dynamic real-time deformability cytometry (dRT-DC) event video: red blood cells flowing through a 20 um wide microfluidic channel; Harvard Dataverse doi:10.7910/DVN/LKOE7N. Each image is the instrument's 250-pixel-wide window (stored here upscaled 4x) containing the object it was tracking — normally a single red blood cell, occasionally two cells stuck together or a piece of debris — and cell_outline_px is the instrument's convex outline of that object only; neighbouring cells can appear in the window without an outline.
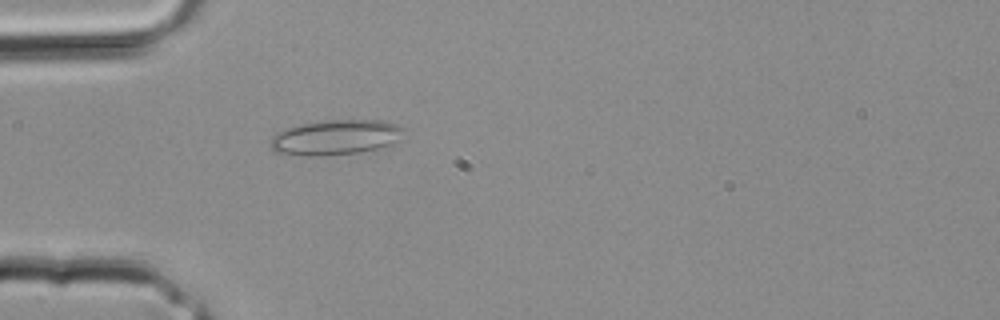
{"species": "common noctule bat (a hibernating species)", "species_latin": "Nyctalus noctula", "temperature_condition": "room temperature", "stored_images_in_passage": 26, "camera_frame_rate_fps": 3000, "um_per_image_px": 0.085, "animal": {"sex": "male", "body_mass_g": 20.4}, "frame": {"image": 1, "passage_image": 2, "time_ms": 0.333, "image_size_px": [1000, 320], "cell_outline_px": [[404, 128], [396, 140], [392, 144], [360, 152], [320, 156], [308, 156], [276, 152], [268, 144], [272, 136], [276, 132], [300, 124], [328, 120], [384, 120], [396, 124]], "centroid_in_image_um": [28.48, 11.67], "position_along_channel_um": 56.5, "area_um2": 27.05}}
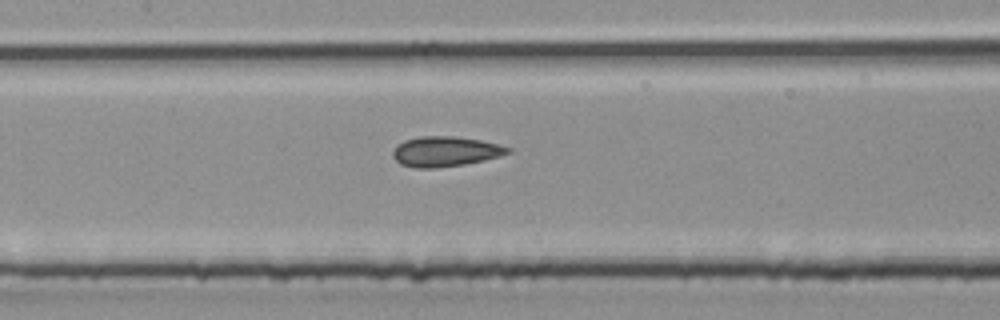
{"frame": {"image": 2, "passage_image": 8, "time_ms": 2.333, "image_size_px": [1000, 320], "cell_outline_px": [[512, 152], [500, 156], [484, 160], [464, 164], [432, 168], [416, 168], [400, 164], [392, 156], [392, 152], [404, 140], [420, 136], [456, 136], [480, 140], [500, 144], [512, 148]], "centroid_in_image_um": [37.89, 12.87], "position_along_channel_um": 169.5, "area_um2": 20.17}}
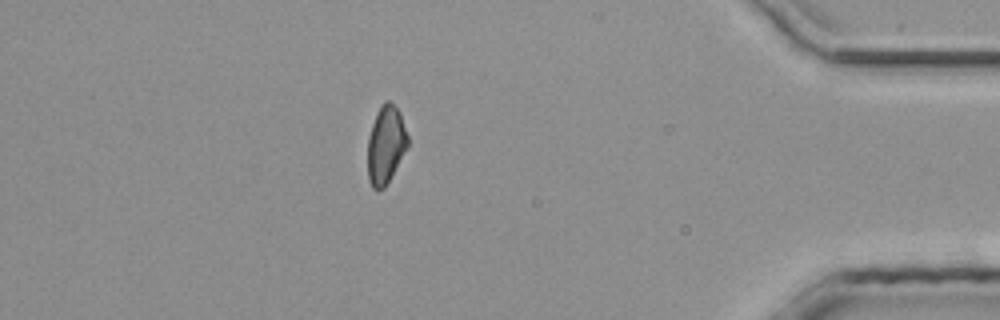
{"frame": {"image": 3, "passage_image": 22, "time_ms": 7.0, "image_size_px": [1000, 320], "cell_outline_px": [[408, 144], [384, 188], [372, 188], [368, 180], [368, 136], [376, 112], [380, 104], [384, 100], [388, 100], [400, 112], [408, 136]], "centroid_in_image_um": [32.77, 12.25], "position_along_channel_um": 402.4, "area_um2": 17.92}}